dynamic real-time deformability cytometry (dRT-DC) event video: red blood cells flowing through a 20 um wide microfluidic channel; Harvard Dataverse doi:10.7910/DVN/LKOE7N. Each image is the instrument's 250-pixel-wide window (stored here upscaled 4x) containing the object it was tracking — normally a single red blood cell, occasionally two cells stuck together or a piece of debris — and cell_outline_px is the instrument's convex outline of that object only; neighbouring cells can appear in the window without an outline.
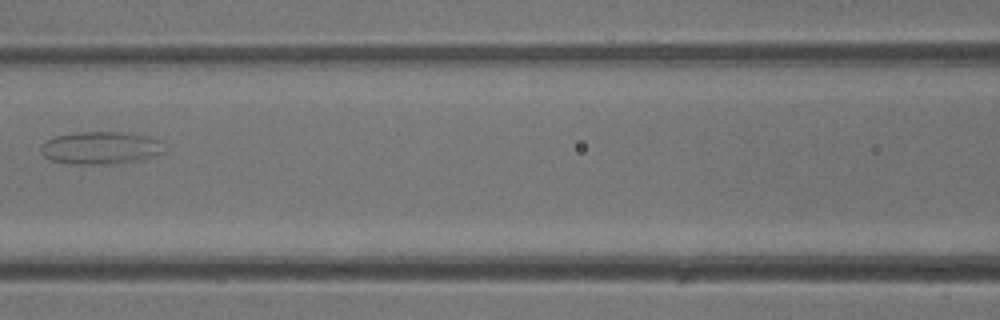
{"species": "common noctule bat (a hibernating species)", "species_latin": "Nyctalus noctula", "temperature_condition": "warm", "stored_images_in_passage": 5, "camera_frame_rate_fps": 3000, "um_per_image_px": 0.085, "animal": {"sex": "male", "body_mass_g": 13.3}, "frame": {"image": 1, "passage_image": 5, "time_ms": 5.0, "image_size_px": [1000, 320], "cell_outline_px": [[164, 152], [156, 156], [140, 160], [116, 164], [80, 164], [52, 160], [44, 156], [40, 152], [40, 144], [44, 140], [52, 136], [76, 132], [120, 132], [148, 136], [160, 140]], "centroid_in_image_um": [8.53, 12.56], "position_along_channel_um": 158.1, "area_um2": 23.7}}